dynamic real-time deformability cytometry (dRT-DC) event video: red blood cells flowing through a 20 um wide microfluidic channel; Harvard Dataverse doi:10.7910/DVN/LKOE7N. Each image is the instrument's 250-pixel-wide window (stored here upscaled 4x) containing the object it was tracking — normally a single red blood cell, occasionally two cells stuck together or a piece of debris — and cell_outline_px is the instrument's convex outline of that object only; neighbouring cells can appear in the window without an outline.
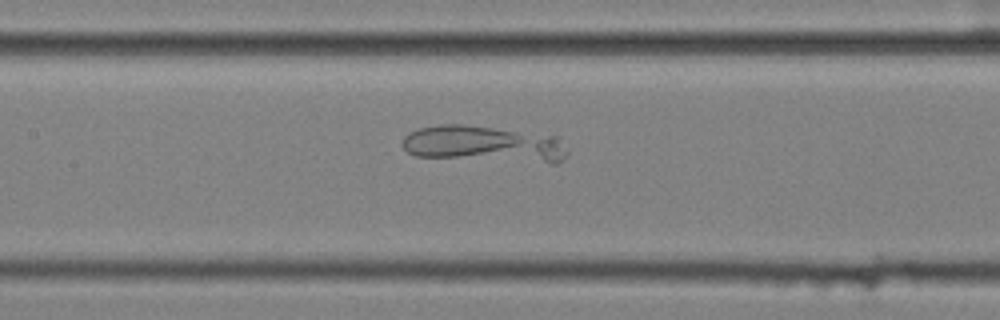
{"species": "common noctule bat (a hibernating species)", "species_latin": "Nyctalus noctula", "temperature_condition": "cold", "stored_images_in_passage": 59, "camera_frame_rate_fps": 3000, "um_per_image_px": 0.085, "animal": {"sex": "female", "body_mass_g": 25.1}, "frame": {"image": 1, "passage_image": 28, "time_ms": 9.0, "image_size_px": [1000, 320], "cell_outline_px": [[568, 152], [556, 164], [552, 164], [416, 156], [408, 152], [400, 144], [404, 136], [408, 132], [420, 128], [440, 124], [464, 124], [560, 136], [568, 148]], "centroid_in_image_um": [41.17, 12.25], "position_along_channel_um": 166.2, "area_um2": 35.84}}
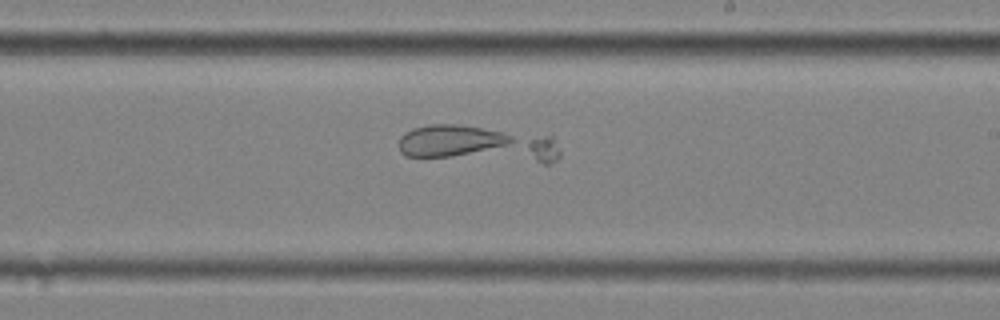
{"frame": {"image": 2, "passage_image": 35, "time_ms": 11.333, "image_size_px": [1000, 320], "cell_outline_px": [[560, 156], [552, 164], [544, 164], [408, 156], [400, 152], [400, 136], [404, 132], [412, 128], [428, 124], [460, 124], [552, 136], [560, 148]], "centroid_in_image_um": [40.68, 12.26], "position_along_channel_um": 248.3, "area_um2": 35.6}}
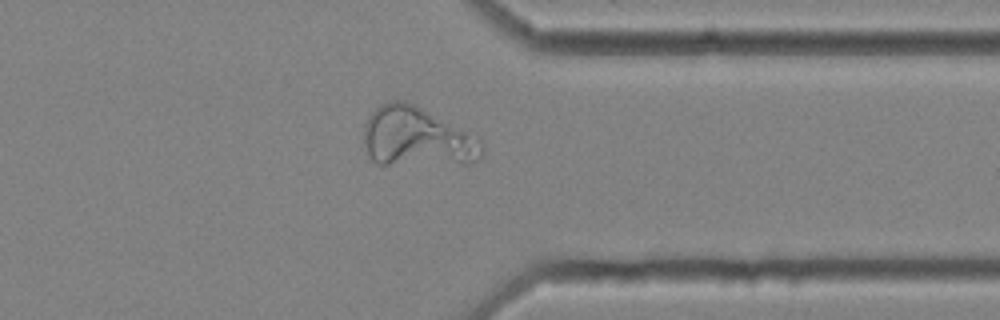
{"frame": {"image": 3, "passage_image": 46, "time_ms": 15.0, "image_size_px": [1000, 320], "cell_outline_px": [[484, 152], [476, 160], [468, 164], [376, 164], [368, 156], [364, 144], [364, 124], [368, 116], [380, 104], [392, 100], [404, 100], [480, 136], [484, 148]], "centroid_in_image_um": [35.46, 11.67], "position_along_channel_um": 375.9, "area_um2": 41.56}}